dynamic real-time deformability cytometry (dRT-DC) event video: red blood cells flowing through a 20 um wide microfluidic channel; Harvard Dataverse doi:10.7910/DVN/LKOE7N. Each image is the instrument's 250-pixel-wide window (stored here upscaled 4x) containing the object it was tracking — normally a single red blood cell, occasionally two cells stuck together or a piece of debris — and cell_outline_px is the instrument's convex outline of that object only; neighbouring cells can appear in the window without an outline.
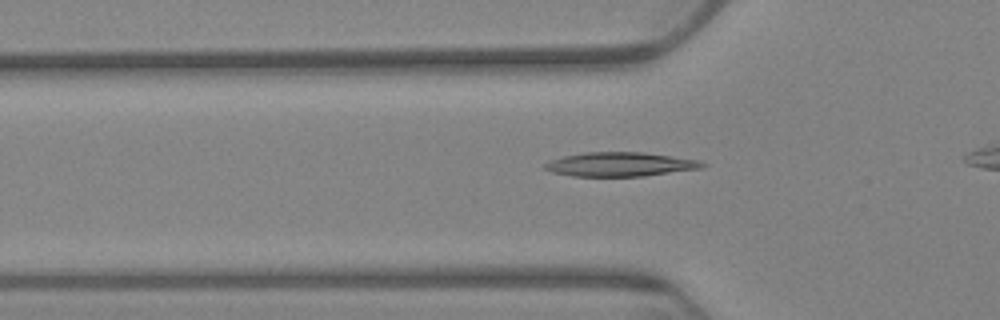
{"species": "Egyptian fruit bat (a non-hibernating species)", "species_latin": "Rousettus aegyptiacus", "temperature_condition": "warm", "stored_images_in_passage": 36, "camera_frame_rate_fps": 3000, "um_per_image_px": 0.085, "animal": {"sex": "female"}, "frame": {"image": 1, "passage_image": 3, "time_ms": 0.667, "image_size_px": [1000, 320], "cell_outline_px": [[708, 164], [700, 168], [644, 176], [572, 176], [552, 172], [544, 168], [544, 164], [548, 160], [564, 156], [584, 152], [644, 152], [696, 160]], "centroid_in_image_um": [52.65, 13.96], "position_along_channel_um": 73.2, "area_um2": 21.96}}
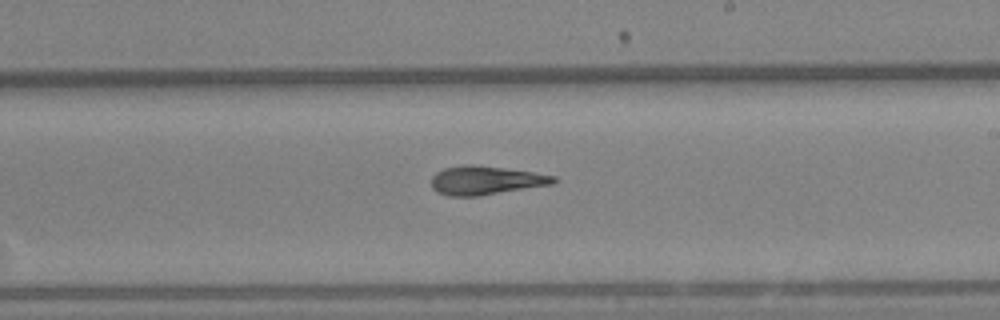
{"frame": {"image": 2, "passage_image": 19, "time_ms": 6.0, "image_size_px": [1000, 320], "cell_outline_px": [[560, 180], [552, 184], [476, 196], [448, 196], [436, 192], [432, 188], [432, 176], [436, 172], [444, 168], [468, 164], [472, 164], [532, 172], [556, 176]], "centroid_in_image_um": [41.26, 15.33], "position_along_channel_um": 247.7, "area_um2": 20.29}}
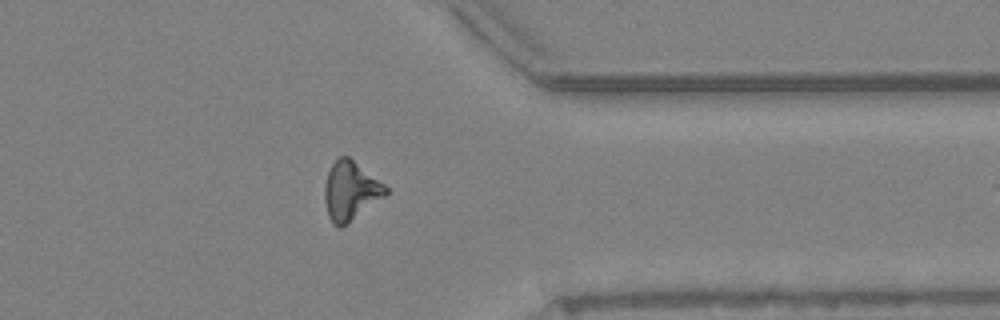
{"frame": {"image": 3, "passage_image": 32, "time_ms": 10.333, "image_size_px": [1000, 320], "cell_outline_px": [[388, 192], [384, 196], [348, 224], [340, 228], [332, 224], [328, 216], [324, 200], [324, 184], [328, 172], [332, 164], [340, 156], [348, 156], [384, 184], [388, 188]], "centroid_in_image_um": [29.76, 16.25], "position_along_channel_um": 381.6, "area_um2": 20.87}, "authors_computed_cell_mechanics": {"area_um2": 20.4034, "velocity_mm_per_s": 3.2823, "shape_relaxation_time_tau1_ms": null, "shape_relaxation_time_tau2_ms": 8.9817, "deformation_change_tau1": null, "deformation_change_tau2": 0.216}}